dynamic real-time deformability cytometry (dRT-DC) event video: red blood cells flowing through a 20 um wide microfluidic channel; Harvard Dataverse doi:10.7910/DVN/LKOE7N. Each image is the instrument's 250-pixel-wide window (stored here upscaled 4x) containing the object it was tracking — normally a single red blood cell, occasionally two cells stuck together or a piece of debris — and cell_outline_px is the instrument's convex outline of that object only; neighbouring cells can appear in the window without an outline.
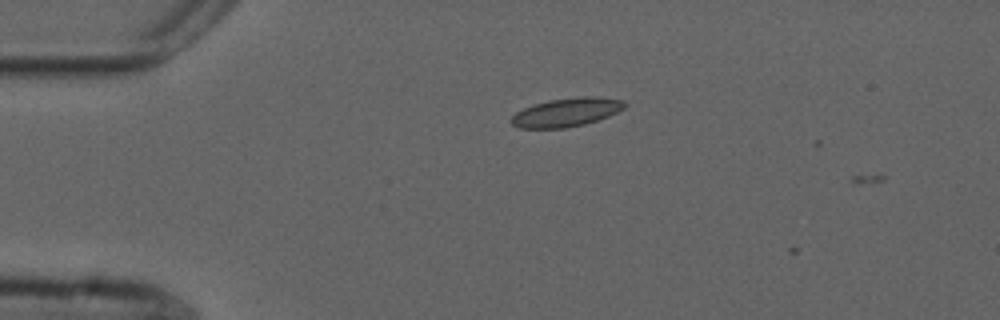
{"species": "common noctule bat (a hibernating species)", "species_latin": "Nyctalus noctula", "temperature_condition": "cold", "stored_images_in_passage": 6, "camera_frame_rate_fps": 3000, "um_per_image_px": 0.085, "animal": {"sex": "male", "forearm_length_mm": 52.5}, "frame": {"image": 1, "passage_image": 4, "time_ms": 1.0, "image_size_px": [1000, 320], "cell_outline_px": [[628, 104], [624, 108], [608, 116], [584, 124], [564, 128], [520, 128], [512, 124], [508, 120], [516, 112], [524, 108], [548, 100], [576, 96], [596, 96], [624, 100]], "centroid_in_image_um": [48.15, 9.53], "position_along_channel_um": 36.8, "area_um2": 18.96}}